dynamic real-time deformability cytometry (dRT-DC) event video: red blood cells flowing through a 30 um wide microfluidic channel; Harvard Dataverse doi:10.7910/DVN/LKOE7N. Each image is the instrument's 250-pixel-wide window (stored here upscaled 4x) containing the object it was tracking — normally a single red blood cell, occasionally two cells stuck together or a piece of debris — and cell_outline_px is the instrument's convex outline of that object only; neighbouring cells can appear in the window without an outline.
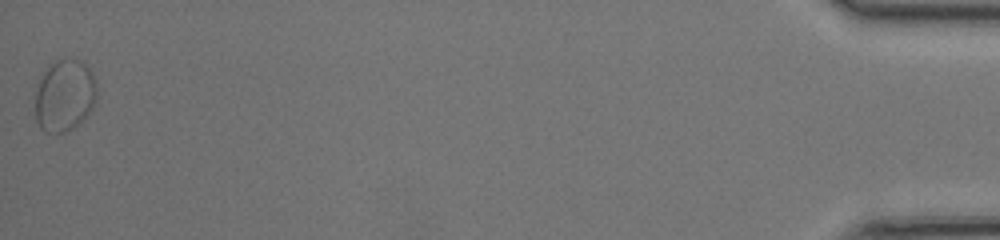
{"species": "common noctule bat (a hibernating species)", "species_latin": "Nyctalus noctula", "temperature_condition": "room temperature", "stored_images_in_passage": 44, "segment_of_instrument_passage": [2, 2], "camera_frame_rate_fps": 3000, "um_per_image_px": 0.085, "animal": {"sex": "female", "body_mass_g": 17.0, "forearm_length_mm": 48.0}, "frame": {"image": 1, "passage_image": 44, "time_ms": 14.333, "image_size_px": [1000, 240], "cell_outline_px": [[96, 100], [92, 108], [80, 124], [64, 132], [56, 132], [76, 60], [80, 60], [92, 72], [96, 84]], "centroid_in_image_um": [6.63, 8.32], "position_along_channel_um": 428.6, "area_um2": 11.91}}